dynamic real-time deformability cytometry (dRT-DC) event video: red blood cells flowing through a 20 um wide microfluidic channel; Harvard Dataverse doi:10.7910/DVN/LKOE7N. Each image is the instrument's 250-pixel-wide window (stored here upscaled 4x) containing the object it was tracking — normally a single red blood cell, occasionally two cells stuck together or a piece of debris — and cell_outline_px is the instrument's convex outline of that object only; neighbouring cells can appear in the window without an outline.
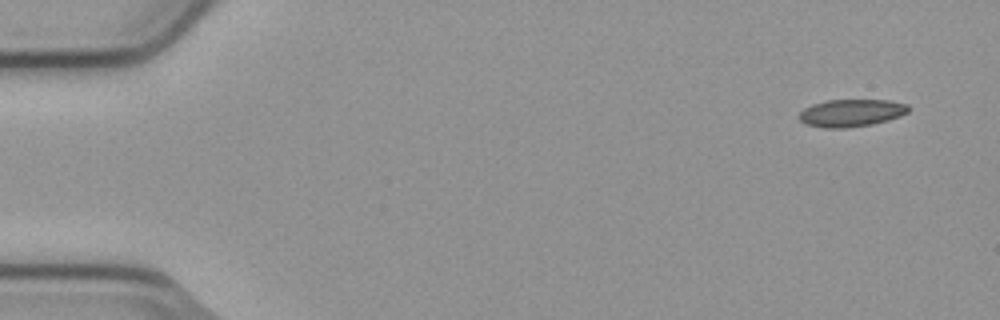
{"species": "common noctule bat (a hibernating species)", "species_latin": "Nyctalus noctula", "temperature_condition": "cold", "stored_images_in_passage": 4, "camera_frame_rate_fps": 3000, "um_per_image_px": 0.085, "animal": {"sex": "male", "body_mass_g": 23.1, "forearm_length_mm": 52.7}, "frame": {"image": 1, "passage_image": 1, "time_ms": 0.0, "image_size_px": [1000, 320], "cell_outline_px": [[908, 112], [900, 116], [888, 120], [872, 124], [844, 128], [824, 128], [804, 124], [800, 120], [800, 112], [804, 108], [812, 104], [824, 100], [888, 100], [908, 104]], "centroid_in_image_um": [72.34, 9.6], "position_along_channel_um": 12.7, "area_um2": 17.51}}
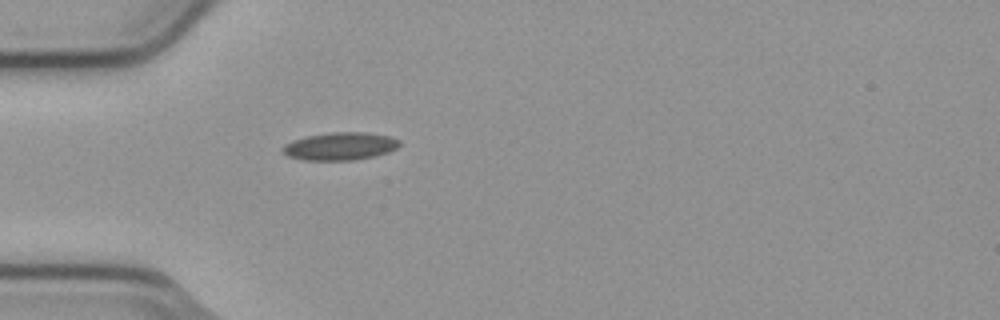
{"frame": {"image": 2, "passage_image": 4, "time_ms": 1.0, "image_size_px": [1000, 320], "cell_outline_px": [[400, 144], [396, 148], [388, 152], [372, 156], [352, 160], [304, 160], [288, 156], [284, 152], [284, 144], [292, 140], [308, 136], [332, 132], [364, 132], [388, 136], [400, 140]], "centroid_in_image_um": [28.91, 12.42], "position_along_channel_um": 56.1, "area_um2": 18.61}}